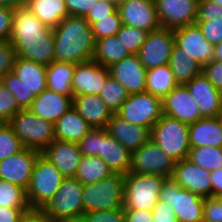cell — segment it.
<instances>
[{"instance_id": "cell-1", "label": "cell", "mask_w": 222, "mask_h": 222, "mask_svg": "<svg viewBox=\"0 0 222 222\" xmlns=\"http://www.w3.org/2000/svg\"><path fill=\"white\" fill-rule=\"evenodd\" d=\"M54 61L80 63L93 59L95 38L83 16L69 15L52 29Z\"/></svg>"}, {"instance_id": "cell-2", "label": "cell", "mask_w": 222, "mask_h": 222, "mask_svg": "<svg viewBox=\"0 0 222 222\" xmlns=\"http://www.w3.org/2000/svg\"><path fill=\"white\" fill-rule=\"evenodd\" d=\"M0 83L14 95L22 110L29 109L34 98L47 88L46 66L16 57L12 72Z\"/></svg>"}, {"instance_id": "cell-3", "label": "cell", "mask_w": 222, "mask_h": 222, "mask_svg": "<svg viewBox=\"0 0 222 222\" xmlns=\"http://www.w3.org/2000/svg\"><path fill=\"white\" fill-rule=\"evenodd\" d=\"M83 184L75 177H64L52 199L41 209L49 222L80 221L83 214Z\"/></svg>"}, {"instance_id": "cell-4", "label": "cell", "mask_w": 222, "mask_h": 222, "mask_svg": "<svg viewBox=\"0 0 222 222\" xmlns=\"http://www.w3.org/2000/svg\"><path fill=\"white\" fill-rule=\"evenodd\" d=\"M63 179L57 167L40 154L26 190L31 210H41L59 190Z\"/></svg>"}, {"instance_id": "cell-5", "label": "cell", "mask_w": 222, "mask_h": 222, "mask_svg": "<svg viewBox=\"0 0 222 222\" xmlns=\"http://www.w3.org/2000/svg\"><path fill=\"white\" fill-rule=\"evenodd\" d=\"M165 176L137 174L124 175V209L152 210L159 201Z\"/></svg>"}, {"instance_id": "cell-6", "label": "cell", "mask_w": 222, "mask_h": 222, "mask_svg": "<svg viewBox=\"0 0 222 222\" xmlns=\"http://www.w3.org/2000/svg\"><path fill=\"white\" fill-rule=\"evenodd\" d=\"M84 213L105 211L123 206L124 175L113 173L94 183L83 184L82 192Z\"/></svg>"}, {"instance_id": "cell-7", "label": "cell", "mask_w": 222, "mask_h": 222, "mask_svg": "<svg viewBox=\"0 0 222 222\" xmlns=\"http://www.w3.org/2000/svg\"><path fill=\"white\" fill-rule=\"evenodd\" d=\"M189 124L162 115L151 128L150 139L175 162L187 159L190 150Z\"/></svg>"}, {"instance_id": "cell-8", "label": "cell", "mask_w": 222, "mask_h": 222, "mask_svg": "<svg viewBox=\"0 0 222 222\" xmlns=\"http://www.w3.org/2000/svg\"><path fill=\"white\" fill-rule=\"evenodd\" d=\"M23 147L40 153L55 140L54 123L46 121L28 109L18 111L8 122Z\"/></svg>"}, {"instance_id": "cell-9", "label": "cell", "mask_w": 222, "mask_h": 222, "mask_svg": "<svg viewBox=\"0 0 222 222\" xmlns=\"http://www.w3.org/2000/svg\"><path fill=\"white\" fill-rule=\"evenodd\" d=\"M159 200L170 204L178 222H202L204 198L180 187L171 177L162 184Z\"/></svg>"}, {"instance_id": "cell-10", "label": "cell", "mask_w": 222, "mask_h": 222, "mask_svg": "<svg viewBox=\"0 0 222 222\" xmlns=\"http://www.w3.org/2000/svg\"><path fill=\"white\" fill-rule=\"evenodd\" d=\"M115 114L151 130L163 115L162 100L148 92L129 94Z\"/></svg>"}, {"instance_id": "cell-11", "label": "cell", "mask_w": 222, "mask_h": 222, "mask_svg": "<svg viewBox=\"0 0 222 222\" xmlns=\"http://www.w3.org/2000/svg\"><path fill=\"white\" fill-rule=\"evenodd\" d=\"M175 161L151 139L131 154L129 172L172 177Z\"/></svg>"}, {"instance_id": "cell-12", "label": "cell", "mask_w": 222, "mask_h": 222, "mask_svg": "<svg viewBox=\"0 0 222 222\" xmlns=\"http://www.w3.org/2000/svg\"><path fill=\"white\" fill-rule=\"evenodd\" d=\"M174 45L173 29L160 27L147 34L137 55L143 66L150 70L169 64Z\"/></svg>"}, {"instance_id": "cell-13", "label": "cell", "mask_w": 222, "mask_h": 222, "mask_svg": "<svg viewBox=\"0 0 222 222\" xmlns=\"http://www.w3.org/2000/svg\"><path fill=\"white\" fill-rule=\"evenodd\" d=\"M173 32L175 45L202 67L214 60V45L204 38L197 23L174 29Z\"/></svg>"}, {"instance_id": "cell-14", "label": "cell", "mask_w": 222, "mask_h": 222, "mask_svg": "<svg viewBox=\"0 0 222 222\" xmlns=\"http://www.w3.org/2000/svg\"><path fill=\"white\" fill-rule=\"evenodd\" d=\"M123 25L151 32L161 27L154 0H126L118 5Z\"/></svg>"}, {"instance_id": "cell-15", "label": "cell", "mask_w": 222, "mask_h": 222, "mask_svg": "<svg viewBox=\"0 0 222 222\" xmlns=\"http://www.w3.org/2000/svg\"><path fill=\"white\" fill-rule=\"evenodd\" d=\"M110 76L109 68L92 60L75 64L71 82L73 97L78 95H99Z\"/></svg>"}, {"instance_id": "cell-16", "label": "cell", "mask_w": 222, "mask_h": 222, "mask_svg": "<svg viewBox=\"0 0 222 222\" xmlns=\"http://www.w3.org/2000/svg\"><path fill=\"white\" fill-rule=\"evenodd\" d=\"M39 151L23 148L18 153L0 161V179L27 190Z\"/></svg>"}, {"instance_id": "cell-17", "label": "cell", "mask_w": 222, "mask_h": 222, "mask_svg": "<svg viewBox=\"0 0 222 222\" xmlns=\"http://www.w3.org/2000/svg\"><path fill=\"white\" fill-rule=\"evenodd\" d=\"M163 28L177 29L194 24L197 17L196 0H154Z\"/></svg>"}, {"instance_id": "cell-18", "label": "cell", "mask_w": 222, "mask_h": 222, "mask_svg": "<svg viewBox=\"0 0 222 222\" xmlns=\"http://www.w3.org/2000/svg\"><path fill=\"white\" fill-rule=\"evenodd\" d=\"M162 106L164 115L186 124H192L204 118L185 85H178L173 88L162 99Z\"/></svg>"}, {"instance_id": "cell-19", "label": "cell", "mask_w": 222, "mask_h": 222, "mask_svg": "<svg viewBox=\"0 0 222 222\" xmlns=\"http://www.w3.org/2000/svg\"><path fill=\"white\" fill-rule=\"evenodd\" d=\"M171 178L180 187L203 198L211 196L210 171L197 166L188 158L175 163Z\"/></svg>"}, {"instance_id": "cell-20", "label": "cell", "mask_w": 222, "mask_h": 222, "mask_svg": "<svg viewBox=\"0 0 222 222\" xmlns=\"http://www.w3.org/2000/svg\"><path fill=\"white\" fill-rule=\"evenodd\" d=\"M110 76L118 81L129 94L146 92V68L137 54H130L111 65Z\"/></svg>"}, {"instance_id": "cell-21", "label": "cell", "mask_w": 222, "mask_h": 222, "mask_svg": "<svg viewBox=\"0 0 222 222\" xmlns=\"http://www.w3.org/2000/svg\"><path fill=\"white\" fill-rule=\"evenodd\" d=\"M185 86L204 118L219 116L222 111V91L218 90L203 73L194 77Z\"/></svg>"}, {"instance_id": "cell-22", "label": "cell", "mask_w": 222, "mask_h": 222, "mask_svg": "<svg viewBox=\"0 0 222 222\" xmlns=\"http://www.w3.org/2000/svg\"><path fill=\"white\" fill-rule=\"evenodd\" d=\"M41 154L53 163L64 177H75L82 154L77 143L53 140Z\"/></svg>"}, {"instance_id": "cell-23", "label": "cell", "mask_w": 222, "mask_h": 222, "mask_svg": "<svg viewBox=\"0 0 222 222\" xmlns=\"http://www.w3.org/2000/svg\"><path fill=\"white\" fill-rule=\"evenodd\" d=\"M14 46L16 57L49 65L54 61V38L52 29L42 38L9 40Z\"/></svg>"}, {"instance_id": "cell-24", "label": "cell", "mask_w": 222, "mask_h": 222, "mask_svg": "<svg viewBox=\"0 0 222 222\" xmlns=\"http://www.w3.org/2000/svg\"><path fill=\"white\" fill-rule=\"evenodd\" d=\"M108 134L118 140L131 153L150 140L151 130L137 124H131L113 114L107 123Z\"/></svg>"}, {"instance_id": "cell-25", "label": "cell", "mask_w": 222, "mask_h": 222, "mask_svg": "<svg viewBox=\"0 0 222 222\" xmlns=\"http://www.w3.org/2000/svg\"><path fill=\"white\" fill-rule=\"evenodd\" d=\"M73 107V96H65L46 88L36 96L28 109L36 116L55 123Z\"/></svg>"}, {"instance_id": "cell-26", "label": "cell", "mask_w": 222, "mask_h": 222, "mask_svg": "<svg viewBox=\"0 0 222 222\" xmlns=\"http://www.w3.org/2000/svg\"><path fill=\"white\" fill-rule=\"evenodd\" d=\"M73 107L94 128H106L113 113L97 94L73 97Z\"/></svg>"}, {"instance_id": "cell-27", "label": "cell", "mask_w": 222, "mask_h": 222, "mask_svg": "<svg viewBox=\"0 0 222 222\" xmlns=\"http://www.w3.org/2000/svg\"><path fill=\"white\" fill-rule=\"evenodd\" d=\"M131 154L118 140L108 134L106 128H101L100 158L113 173L125 175L129 172Z\"/></svg>"}, {"instance_id": "cell-28", "label": "cell", "mask_w": 222, "mask_h": 222, "mask_svg": "<svg viewBox=\"0 0 222 222\" xmlns=\"http://www.w3.org/2000/svg\"><path fill=\"white\" fill-rule=\"evenodd\" d=\"M50 30L26 6L21 5L15 8L9 40L42 38Z\"/></svg>"}, {"instance_id": "cell-29", "label": "cell", "mask_w": 222, "mask_h": 222, "mask_svg": "<svg viewBox=\"0 0 222 222\" xmlns=\"http://www.w3.org/2000/svg\"><path fill=\"white\" fill-rule=\"evenodd\" d=\"M190 148L222 147V123L218 117L201 118L189 124Z\"/></svg>"}, {"instance_id": "cell-30", "label": "cell", "mask_w": 222, "mask_h": 222, "mask_svg": "<svg viewBox=\"0 0 222 222\" xmlns=\"http://www.w3.org/2000/svg\"><path fill=\"white\" fill-rule=\"evenodd\" d=\"M91 129L74 107L54 123L55 138L72 143H79Z\"/></svg>"}, {"instance_id": "cell-31", "label": "cell", "mask_w": 222, "mask_h": 222, "mask_svg": "<svg viewBox=\"0 0 222 222\" xmlns=\"http://www.w3.org/2000/svg\"><path fill=\"white\" fill-rule=\"evenodd\" d=\"M23 5L50 29L69 16L65 0H24Z\"/></svg>"}, {"instance_id": "cell-32", "label": "cell", "mask_w": 222, "mask_h": 222, "mask_svg": "<svg viewBox=\"0 0 222 222\" xmlns=\"http://www.w3.org/2000/svg\"><path fill=\"white\" fill-rule=\"evenodd\" d=\"M75 63L53 61L46 66L47 88L56 93L73 96L72 78Z\"/></svg>"}, {"instance_id": "cell-33", "label": "cell", "mask_w": 222, "mask_h": 222, "mask_svg": "<svg viewBox=\"0 0 222 222\" xmlns=\"http://www.w3.org/2000/svg\"><path fill=\"white\" fill-rule=\"evenodd\" d=\"M130 53L116 35L96 40L93 60L100 65H111L128 57Z\"/></svg>"}, {"instance_id": "cell-34", "label": "cell", "mask_w": 222, "mask_h": 222, "mask_svg": "<svg viewBox=\"0 0 222 222\" xmlns=\"http://www.w3.org/2000/svg\"><path fill=\"white\" fill-rule=\"evenodd\" d=\"M176 86L169 64L146 70V92L162 100Z\"/></svg>"}, {"instance_id": "cell-35", "label": "cell", "mask_w": 222, "mask_h": 222, "mask_svg": "<svg viewBox=\"0 0 222 222\" xmlns=\"http://www.w3.org/2000/svg\"><path fill=\"white\" fill-rule=\"evenodd\" d=\"M169 66L178 85H185L202 73V66L194 59L181 52V48L176 45L173 47Z\"/></svg>"}, {"instance_id": "cell-36", "label": "cell", "mask_w": 222, "mask_h": 222, "mask_svg": "<svg viewBox=\"0 0 222 222\" xmlns=\"http://www.w3.org/2000/svg\"><path fill=\"white\" fill-rule=\"evenodd\" d=\"M113 174L107 164L98 156H82L75 178L82 184L94 183Z\"/></svg>"}, {"instance_id": "cell-37", "label": "cell", "mask_w": 222, "mask_h": 222, "mask_svg": "<svg viewBox=\"0 0 222 222\" xmlns=\"http://www.w3.org/2000/svg\"><path fill=\"white\" fill-rule=\"evenodd\" d=\"M188 159L208 171L222 168V147L201 146L190 148Z\"/></svg>"}, {"instance_id": "cell-38", "label": "cell", "mask_w": 222, "mask_h": 222, "mask_svg": "<svg viewBox=\"0 0 222 222\" xmlns=\"http://www.w3.org/2000/svg\"><path fill=\"white\" fill-rule=\"evenodd\" d=\"M110 111L115 114L128 98L129 93L113 77L109 76L99 94Z\"/></svg>"}, {"instance_id": "cell-39", "label": "cell", "mask_w": 222, "mask_h": 222, "mask_svg": "<svg viewBox=\"0 0 222 222\" xmlns=\"http://www.w3.org/2000/svg\"><path fill=\"white\" fill-rule=\"evenodd\" d=\"M0 206L30 208L26 190L11 182L0 179Z\"/></svg>"}, {"instance_id": "cell-40", "label": "cell", "mask_w": 222, "mask_h": 222, "mask_svg": "<svg viewBox=\"0 0 222 222\" xmlns=\"http://www.w3.org/2000/svg\"><path fill=\"white\" fill-rule=\"evenodd\" d=\"M23 145L8 123H0V161L21 151Z\"/></svg>"}, {"instance_id": "cell-41", "label": "cell", "mask_w": 222, "mask_h": 222, "mask_svg": "<svg viewBox=\"0 0 222 222\" xmlns=\"http://www.w3.org/2000/svg\"><path fill=\"white\" fill-rule=\"evenodd\" d=\"M147 34L148 32L139 28L122 25L116 36L130 54H138L139 49L146 40Z\"/></svg>"}, {"instance_id": "cell-42", "label": "cell", "mask_w": 222, "mask_h": 222, "mask_svg": "<svg viewBox=\"0 0 222 222\" xmlns=\"http://www.w3.org/2000/svg\"><path fill=\"white\" fill-rule=\"evenodd\" d=\"M203 33L204 38L211 44L222 42V15L196 18V22Z\"/></svg>"}, {"instance_id": "cell-43", "label": "cell", "mask_w": 222, "mask_h": 222, "mask_svg": "<svg viewBox=\"0 0 222 222\" xmlns=\"http://www.w3.org/2000/svg\"><path fill=\"white\" fill-rule=\"evenodd\" d=\"M123 23L118 10L111 14V18L98 19L91 25V29L96 40L104 37L114 36L121 29Z\"/></svg>"}, {"instance_id": "cell-44", "label": "cell", "mask_w": 222, "mask_h": 222, "mask_svg": "<svg viewBox=\"0 0 222 222\" xmlns=\"http://www.w3.org/2000/svg\"><path fill=\"white\" fill-rule=\"evenodd\" d=\"M20 110L14 95L0 83V123H8Z\"/></svg>"}, {"instance_id": "cell-45", "label": "cell", "mask_w": 222, "mask_h": 222, "mask_svg": "<svg viewBox=\"0 0 222 222\" xmlns=\"http://www.w3.org/2000/svg\"><path fill=\"white\" fill-rule=\"evenodd\" d=\"M77 144L83 156L100 157L101 128H92Z\"/></svg>"}, {"instance_id": "cell-46", "label": "cell", "mask_w": 222, "mask_h": 222, "mask_svg": "<svg viewBox=\"0 0 222 222\" xmlns=\"http://www.w3.org/2000/svg\"><path fill=\"white\" fill-rule=\"evenodd\" d=\"M81 222H124V208L86 212Z\"/></svg>"}, {"instance_id": "cell-47", "label": "cell", "mask_w": 222, "mask_h": 222, "mask_svg": "<svg viewBox=\"0 0 222 222\" xmlns=\"http://www.w3.org/2000/svg\"><path fill=\"white\" fill-rule=\"evenodd\" d=\"M117 10L118 6L112 2L97 1L84 18L92 25L94 22H98V19L111 18V14H114Z\"/></svg>"}, {"instance_id": "cell-48", "label": "cell", "mask_w": 222, "mask_h": 222, "mask_svg": "<svg viewBox=\"0 0 222 222\" xmlns=\"http://www.w3.org/2000/svg\"><path fill=\"white\" fill-rule=\"evenodd\" d=\"M16 59L14 46L7 41H0V80L9 72H12Z\"/></svg>"}, {"instance_id": "cell-49", "label": "cell", "mask_w": 222, "mask_h": 222, "mask_svg": "<svg viewBox=\"0 0 222 222\" xmlns=\"http://www.w3.org/2000/svg\"><path fill=\"white\" fill-rule=\"evenodd\" d=\"M203 221L222 222V198L212 196L204 198Z\"/></svg>"}, {"instance_id": "cell-50", "label": "cell", "mask_w": 222, "mask_h": 222, "mask_svg": "<svg viewBox=\"0 0 222 222\" xmlns=\"http://www.w3.org/2000/svg\"><path fill=\"white\" fill-rule=\"evenodd\" d=\"M15 8L0 6V41L10 39Z\"/></svg>"}, {"instance_id": "cell-51", "label": "cell", "mask_w": 222, "mask_h": 222, "mask_svg": "<svg viewBox=\"0 0 222 222\" xmlns=\"http://www.w3.org/2000/svg\"><path fill=\"white\" fill-rule=\"evenodd\" d=\"M204 76L220 91H222V62L213 60L202 67Z\"/></svg>"}, {"instance_id": "cell-52", "label": "cell", "mask_w": 222, "mask_h": 222, "mask_svg": "<svg viewBox=\"0 0 222 222\" xmlns=\"http://www.w3.org/2000/svg\"><path fill=\"white\" fill-rule=\"evenodd\" d=\"M153 222H178L170 204L158 201L152 209Z\"/></svg>"}, {"instance_id": "cell-53", "label": "cell", "mask_w": 222, "mask_h": 222, "mask_svg": "<svg viewBox=\"0 0 222 222\" xmlns=\"http://www.w3.org/2000/svg\"><path fill=\"white\" fill-rule=\"evenodd\" d=\"M99 0H65L69 15L85 16Z\"/></svg>"}, {"instance_id": "cell-54", "label": "cell", "mask_w": 222, "mask_h": 222, "mask_svg": "<svg viewBox=\"0 0 222 222\" xmlns=\"http://www.w3.org/2000/svg\"><path fill=\"white\" fill-rule=\"evenodd\" d=\"M222 15V6L211 0H202L197 5V17L207 18V16Z\"/></svg>"}, {"instance_id": "cell-55", "label": "cell", "mask_w": 222, "mask_h": 222, "mask_svg": "<svg viewBox=\"0 0 222 222\" xmlns=\"http://www.w3.org/2000/svg\"><path fill=\"white\" fill-rule=\"evenodd\" d=\"M124 222H153L152 210L124 209Z\"/></svg>"}, {"instance_id": "cell-56", "label": "cell", "mask_w": 222, "mask_h": 222, "mask_svg": "<svg viewBox=\"0 0 222 222\" xmlns=\"http://www.w3.org/2000/svg\"><path fill=\"white\" fill-rule=\"evenodd\" d=\"M31 208H10L0 206V222H18L22 215Z\"/></svg>"}, {"instance_id": "cell-57", "label": "cell", "mask_w": 222, "mask_h": 222, "mask_svg": "<svg viewBox=\"0 0 222 222\" xmlns=\"http://www.w3.org/2000/svg\"><path fill=\"white\" fill-rule=\"evenodd\" d=\"M211 196L222 198V168L210 172Z\"/></svg>"}, {"instance_id": "cell-58", "label": "cell", "mask_w": 222, "mask_h": 222, "mask_svg": "<svg viewBox=\"0 0 222 222\" xmlns=\"http://www.w3.org/2000/svg\"><path fill=\"white\" fill-rule=\"evenodd\" d=\"M18 222H49L41 210H30L22 215Z\"/></svg>"}, {"instance_id": "cell-59", "label": "cell", "mask_w": 222, "mask_h": 222, "mask_svg": "<svg viewBox=\"0 0 222 222\" xmlns=\"http://www.w3.org/2000/svg\"><path fill=\"white\" fill-rule=\"evenodd\" d=\"M24 4V0H0V6L7 8H16Z\"/></svg>"}, {"instance_id": "cell-60", "label": "cell", "mask_w": 222, "mask_h": 222, "mask_svg": "<svg viewBox=\"0 0 222 222\" xmlns=\"http://www.w3.org/2000/svg\"><path fill=\"white\" fill-rule=\"evenodd\" d=\"M214 60L222 62V42L214 45Z\"/></svg>"}, {"instance_id": "cell-61", "label": "cell", "mask_w": 222, "mask_h": 222, "mask_svg": "<svg viewBox=\"0 0 222 222\" xmlns=\"http://www.w3.org/2000/svg\"><path fill=\"white\" fill-rule=\"evenodd\" d=\"M99 1H109V2H112L118 6V5L122 4L123 2H125L126 0H99Z\"/></svg>"}, {"instance_id": "cell-62", "label": "cell", "mask_w": 222, "mask_h": 222, "mask_svg": "<svg viewBox=\"0 0 222 222\" xmlns=\"http://www.w3.org/2000/svg\"><path fill=\"white\" fill-rule=\"evenodd\" d=\"M211 1L216 2L218 5L222 6V0H211Z\"/></svg>"}, {"instance_id": "cell-63", "label": "cell", "mask_w": 222, "mask_h": 222, "mask_svg": "<svg viewBox=\"0 0 222 222\" xmlns=\"http://www.w3.org/2000/svg\"><path fill=\"white\" fill-rule=\"evenodd\" d=\"M218 118L220 119L221 123H222V111L221 113L219 114Z\"/></svg>"}, {"instance_id": "cell-64", "label": "cell", "mask_w": 222, "mask_h": 222, "mask_svg": "<svg viewBox=\"0 0 222 222\" xmlns=\"http://www.w3.org/2000/svg\"><path fill=\"white\" fill-rule=\"evenodd\" d=\"M62 222H81V220L80 221H62Z\"/></svg>"}]
</instances>
